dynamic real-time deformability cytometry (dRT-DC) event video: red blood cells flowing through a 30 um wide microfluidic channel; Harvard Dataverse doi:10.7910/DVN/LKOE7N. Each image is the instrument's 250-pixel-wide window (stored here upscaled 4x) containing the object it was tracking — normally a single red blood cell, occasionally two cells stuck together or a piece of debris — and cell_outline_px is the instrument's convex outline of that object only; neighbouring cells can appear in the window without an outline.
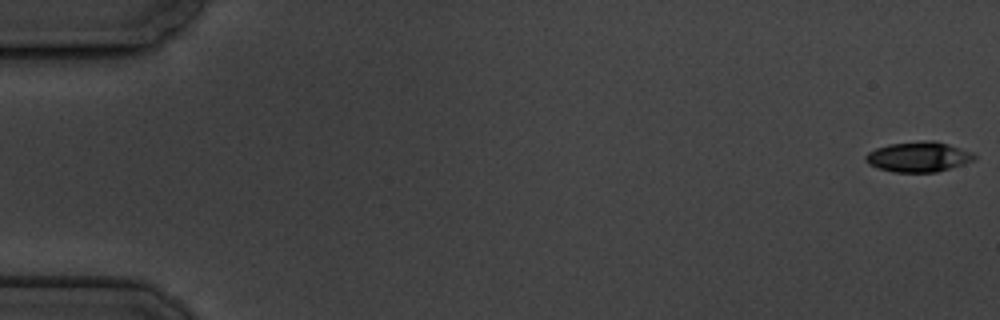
{"species": "common noctule bat (a hibernating species)", "species_latin": "Nyctalus noctula", "temperature_condition": "cold", "stored_images_in_passage": 5, "camera_frame_rate_fps": 3000, "um_per_image_px": 0.085, "animal": {"sex": "male", "body_mass_g": 19.5, "forearm_length_mm": 54.6}, "frame": {"image": 1, "passage_image": 1, "time_ms": 0.0, "image_size_px": [1000, 320], "cell_outline_px": [[976, 160], [964, 164], [936, 172], [892, 172], [868, 164], [864, 160], [864, 156], [868, 152], [876, 148], [888, 144], [928, 140], [936, 140], [972, 152], [976, 156]], "centroid_in_image_um": [78.07, 13.33], "position_along_channel_um": 6.9, "area_um2": 19.19}}
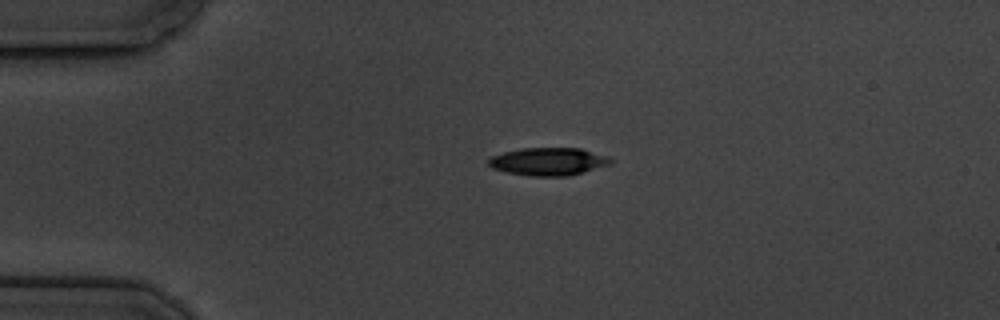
{"frame": {"image": 2, "passage_image": 4, "time_ms": 4.333, "image_size_px": [1000, 320], "cell_outline_px": [[612, 164], [584, 172], [568, 176], [532, 176], [508, 172], [492, 168], [488, 164], [488, 160], [492, 156], [504, 152], [520, 148], [580, 148], [608, 156], [612, 160]], "centroid_in_image_um": [46.64, 13.73], "position_along_channel_um": 38.4, "area_um2": 19.77}}